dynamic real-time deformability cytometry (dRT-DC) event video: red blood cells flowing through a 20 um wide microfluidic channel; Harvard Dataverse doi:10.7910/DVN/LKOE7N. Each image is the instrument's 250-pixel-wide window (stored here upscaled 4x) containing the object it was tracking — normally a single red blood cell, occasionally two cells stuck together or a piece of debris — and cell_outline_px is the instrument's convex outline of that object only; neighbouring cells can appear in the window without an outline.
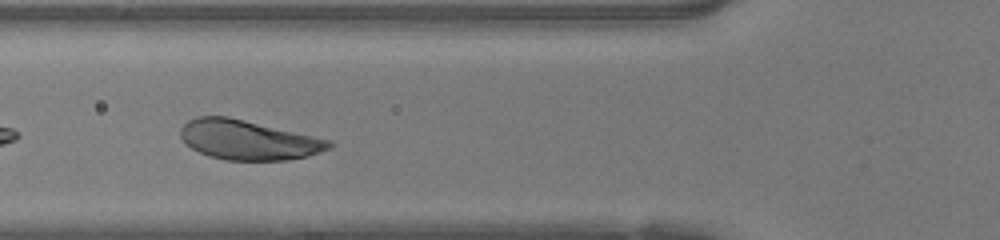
{"species": "human", "species_latin": "Homo sapiens", "temperature_condition": "warm", "stored_images_in_passage": 33, "camera_frame_rate_fps": 3000, "um_per_image_px": 0.085, "donor": {"sex": "female"}, "frame": {"image": 1, "passage_image": 4, "time_ms": 1.0, "image_size_px": [1000, 240], "cell_outline_px": [[336, 144], [332, 148], [308, 156], [288, 160], [224, 160], [208, 156], [184, 144], [180, 136], [180, 128], [188, 120], [196, 116], [228, 116], [332, 140]], "centroid_in_image_um": [21.11, 11.89], "position_along_channel_um": 104.7, "area_um2": 34.62}}
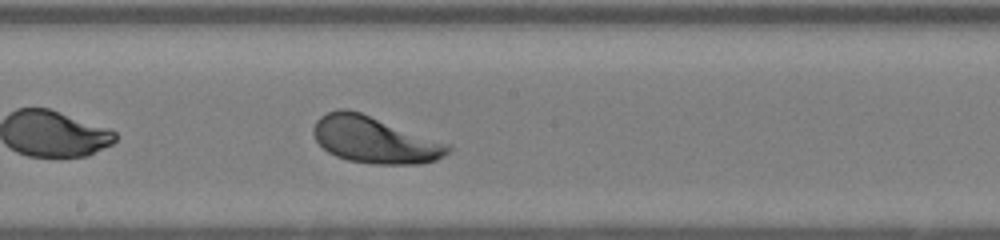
{"frame": {"image": 2, "passage_image": 12, "time_ms": 3.667, "image_size_px": [1000, 240], "cell_outline_px": [[452, 148], [444, 156], [436, 160], [420, 164], [372, 164], [348, 160], [336, 156], [328, 152], [316, 140], [312, 132], [312, 128], [316, 120], [320, 116], [328, 112], [340, 108], [348, 108], [360, 112], [452, 144]], "centroid_in_image_um": [31.85, 11.88], "position_along_channel_um": 216.3, "area_um2": 36.82}}
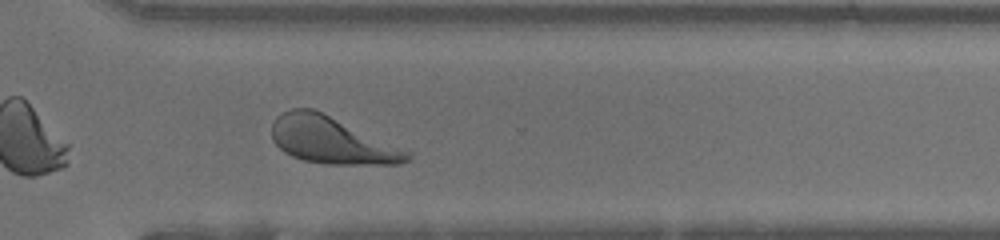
{"frame": {"image": 3, "passage_image": 21, "time_ms": 6.667, "image_size_px": [1000, 240], "cell_outline_px": [[412, 156], [408, 160], [400, 164], [324, 164], [304, 160], [292, 156], [284, 152], [272, 140], [272, 124], [276, 116], [292, 108], [312, 108], [412, 152]], "centroid_in_image_um": [28.18, 11.93], "position_along_channel_um": 342.4, "area_um2": 36.7}}